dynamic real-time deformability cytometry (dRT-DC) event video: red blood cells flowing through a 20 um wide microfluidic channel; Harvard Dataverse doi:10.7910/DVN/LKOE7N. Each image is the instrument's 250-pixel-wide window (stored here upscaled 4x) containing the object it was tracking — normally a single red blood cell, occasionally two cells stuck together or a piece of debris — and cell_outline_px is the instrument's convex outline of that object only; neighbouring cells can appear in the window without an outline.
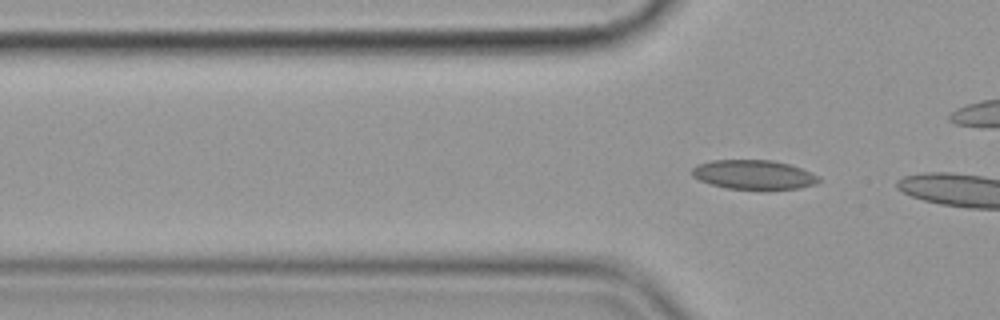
{"species": "common noctule bat (a hibernating species)", "species_latin": "Nyctalus noctula", "temperature_condition": "cold", "stored_images_in_passage": 6, "segment_of_instrument_passage": [2, 2], "camera_frame_rate_fps": 3000, "um_per_image_px": 0.085, "animal": {"sex": "female", "body_mass_g": 19.9}, "frame": {"image": 1, "passage_image": 6, "time_ms": 1.667, "image_size_px": [1000, 320], "cell_outline_px": [[820, 180], [816, 184], [800, 188], [728, 188], [712, 184], [700, 180], [692, 176], [692, 168], [696, 164], [712, 160], [772, 160], [788, 164], [800, 168], [820, 176]], "centroid_in_image_um": [64.05, 14.82], "position_along_channel_um": 61.7, "area_um2": 21.27}}